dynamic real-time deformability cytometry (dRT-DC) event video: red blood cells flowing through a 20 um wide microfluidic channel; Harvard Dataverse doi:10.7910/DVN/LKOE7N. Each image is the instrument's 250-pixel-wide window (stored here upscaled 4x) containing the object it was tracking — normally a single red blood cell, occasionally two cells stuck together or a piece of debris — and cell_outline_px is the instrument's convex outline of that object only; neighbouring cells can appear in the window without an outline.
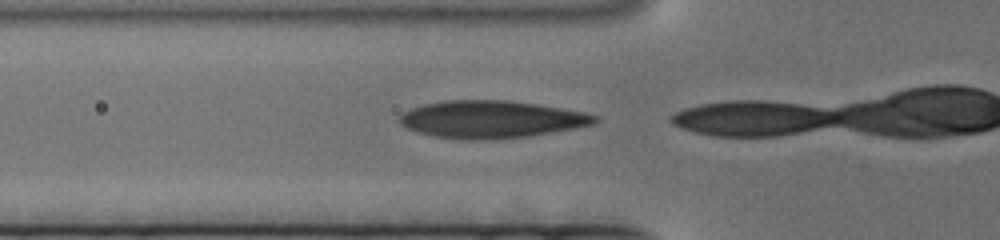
{"species": "human", "species_latin": "Homo sapiens", "temperature_condition": "cold", "stored_images_in_passage": 25, "camera_frame_rate_fps": 3000, "um_per_image_px": 0.085, "donor": {"sex": "female"}, "frame": {"image": 1, "passage_image": 22, "time_ms": 7.0, "image_size_px": [1000, 240], "cell_outline_px": [[600, 120], [596, 124], [576, 128], [528, 136], [488, 140], [464, 140], [436, 136], [416, 132], [400, 124], [396, 120], [400, 112], [424, 104], [444, 100], [508, 100], [536, 104], [584, 112], [600, 116]], "centroid_in_image_um": [41.74, 10.14], "position_along_channel_um": 84.1, "area_um2": 42.95}}